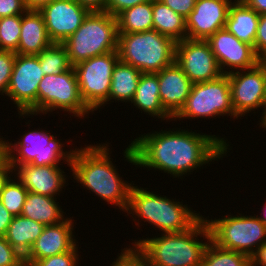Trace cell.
Listing matches in <instances>:
<instances>
[{"mask_svg": "<svg viewBox=\"0 0 266 266\" xmlns=\"http://www.w3.org/2000/svg\"><path fill=\"white\" fill-rule=\"evenodd\" d=\"M13 218L14 216L3 206L0 200V237H5Z\"/></svg>", "mask_w": 266, "mask_h": 266, "instance_id": "obj_42", "label": "cell"}, {"mask_svg": "<svg viewBox=\"0 0 266 266\" xmlns=\"http://www.w3.org/2000/svg\"><path fill=\"white\" fill-rule=\"evenodd\" d=\"M232 0H196L186 20V38L207 40L217 30L225 28Z\"/></svg>", "mask_w": 266, "mask_h": 266, "instance_id": "obj_17", "label": "cell"}, {"mask_svg": "<svg viewBox=\"0 0 266 266\" xmlns=\"http://www.w3.org/2000/svg\"><path fill=\"white\" fill-rule=\"evenodd\" d=\"M254 50L259 57L266 55V13L261 14L259 18Z\"/></svg>", "mask_w": 266, "mask_h": 266, "instance_id": "obj_38", "label": "cell"}, {"mask_svg": "<svg viewBox=\"0 0 266 266\" xmlns=\"http://www.w3.org/2000/svg\"><path fill=\"white\" fill-rule=\"evenodd\" d=\"M15 266H33L31 262L27 259L23 258L20 262H18Z\"/></svg>", "mask_w": 266, "mask_h": 266, "instance_id": "obj_49", "label": "cell"}, {"mask_svg": "<svg viewBox=\"0 0 266 266\" xmlns=\"http://www.w3.org/2000/svg\"><path fill=\"white\" fill-rule=\"evenodd\" d=\"M206 222L211 240L222 248L252 257L266 242V226L256 216L227 215L211 221L206 218Z\"/></svg>", "mask_w": 266, "mask_h": 266, "instance_id": "obj_8", "label": "cell"}, {"mask_svg": "<svg viewBox=\"0 0 266 266\" xmlns=\"http://www.w3.org/2000/svg\"><path fill=\"white\" fill-rule=\"evenodd\" d=\"M51 44L42 14L36 10H27L23 13L21 15L19 43L15 53L38 55Z\"/></svg>", "mask_w": 266, "mask_h": 266, "instance_id": "obj_21", "label": "cell"}, {"mask_svg": "<svg viewBox=\"0 0 266 266\" xmlns=\"http://www.w3.org/2000/svg\"><path fill=\"white\" fill-rule=\"evenodd\" d=\"M15 180L16 178H10L9 181L5 184L0 194V200L3 206L13 216H18L21 215L23 205L28 194V190L19 180Z\"/></svg>", "mask_w": 266, "mask_h": 266, "instance_id": "obj_31", "label": "cell"}, {"mask_svg": "<svg viewBox=\"0 0 266 266\" xmlns=\"http://www.w3.org/2000/svg\"><path fill=\"white\" fill-rule=\"evenodd\" d=\"M39 12L43 16L50 41L62 44L80 27L90 11L76 0H53Z\"/></svg>", "mask_w": 266, "mask_h": 266, "instance_id": "obj_15", "label": "cell"}, {"mask_svg": "<svg viewBox=\"0 0 266 266\" xmlns=\"http://www.w3.org/2000/svg\"><path fill=\"white\" fill-rule=\"evenodd\" d=\"M126 212L134 213L138 220L139 217L142 221L144 219V222L153 224L163 233L188 230L203 217L179 201L156 195L138 186H132L130 189Z\"/></svg>", "mask_w": 266, "mask_h": 266, "instance_id": "obj_4", "label": "cell"}, {"mask_svg": "<svg viewBox=\"0 0 266 266\" xmlns=\"http://www.w3.org/2000/svg\"><path fill=\"white\" fill-rule=\"evenodd\" d=\"M15 59V52L0 50V93L2 94L7 93Z\"/></svg>", "mask_w": 266, "mask_h": 266, "instance_id": "obj_34", "label": "cell"}, {"mask_svg": "<svg viewBox=\"0 0 266 266\" xmlns=\"http://www.w3.org/2000/svg\"><path fill=\"white\" fill-rule=\"evenodd\" d=\"M259 64L262 66L266 75V55L259 57Z\"/></svg>", "mask_w": 266, "mask_h": 266, "instance_id": "obj_48", "label": "cell"}, {"mask_svg": "<svg viewBox=\"0 0 266 266\" xmlns=\"http://www.w3.org/2000/svg\"><path fill=\"white\" fill-rule=\"evenodd\" d=\"M264 109V111H263V117L261 116V122H260V126L261 127H264V128H266V100H265V104H264V107H263Z\"/></svg>", "mask_w": 266, "mask_h": 266, "instance_id": "obj_47", "label": "cell"}, {"mask_svg": "<svg viewBox=\"0 0 266 266\" xmlns=\"http://www.w3.org/2000/svg\"><path fill=\"white\" fill-rule=\"evenodd\" d=\"M152 16V0L127 8L116 16L118 33L153 30Z\"/></svg>", "mask_w": 266, "mask_h": 266, "instance_id": "obj_28", "label": "cell"}, {"mask_svg": "<svg viewBox=\"0 0 266 266\" xmlns=\"http://www.w3.org/2000/svg\"><path fill=\"white\" fill-rule=\"evenodd\" d=\"M61 109L82 118L92 112L84 103L73 66L59 75H44L37 90V114Z\"/></svg>", "mask_w": 266, "mask_h": 266, "instance_id": "obj_9", "label": "cell"}, {"mask_svg": "<svg viewBox=\"0 0 266 266\" xmlns=\"http://www.w3.org/2000/svg\"><path fill=\"white\" fill-rule=\"evenodd\" d=\"M252 266H266V242L251 257Z\"/></svg>", "mask_w": 266, "mask_h": 266, "instance_id": "obj_44", "label": "cell"}, {"mask_svg": "<svg viewBox=\"0 0 266 266\" xmlns=\"http://www.w3.org/2000/svg\"><path fill=\"white\" fill-rule=\"evenodd\" d=\"M124 249L112 266H147L145 255L136 246Z\"/></svg>", "mask_w": 266, "mask_h": 266, "instance_id": "obj_35", "label": "cell"}, {"mask_svg": "<svg viewBox=\"0 0 266 266\" xmlns=\"http://www.w3.org/2000/svg\"><path fill=\"white\" fill-rule=\"evenodd\" d=\"M73 227L72 219L68 217L60 223L45 226L24 258L32 263L35 260L72 250L76 246V239H73L72 234Z\"/></svg>", "mask_w": 266, "mask_h": 266, "instance_id": "obj_19", "label": "cell"}, {"mask_svg": "<svg viewBox=\"0 0 266 266\" xmlns=\"http://www.w3.org/2000/svg\"><path fill=\"white\" fill-rule=\"evenodd\" d=\"M43 77L37 55L16 54L6 95L18 107L20 116L37 115V90Z\"/></svg>", "mask_w": 266, "mask_h": 266, "instance_id": "obj_12", "label": "cell"}, {"mask_svg": "<svg viewBox=\"0 0 266 266\" xmlns=\"http://www.w3.org/2000/svg\"><path fill=\"white\" fill-rule=\"evenodd\" d=\"M14 168L12 167L8 157L1 151L0 152V194L5 186V184L11 178L9 175L13 172Z\"/></svg>", "mask_w": 266, "mask_h": 266, "instance_id": "obj_41", "label": "cell"}, {"mask_svg": "<svg viewBox=\"0 0 266 266\" xmlns=\"http://www.w3.org/2000/svg\"><path fill=\"white\" fill-rule=\"evenodd\" d=\"M155 74L162 106L173 118L185 104L193 83L175 61Z\"/></svg>", "mask_w": 266, "mask_h": 266, "instance_id": "obj_18", "label": "cell"}, {"mask_svg": "<svg viewBox=\"0 0 266 266\" xmlns=\"http://www.w3.org/2000/svg\"><path fill=\"white\" fill-rule=\"evenodd\" d=\"M37 56L44 75H59L72 67L63 44L52 43Z\"/></svg>", "mask_w": 266, "mask_h": 266, "instance_id": "obj_30", "label": "cell"}, {"mask_svg": "<svg viewBox=\"0 0 266 266\" xmlns=\"http://www.w3.org/2000/svg\"><path fill=\"white\" fill-rule=\"evenodd\" d=\"M141 74V71L137 68L119 60L113 69L108 101L115 99V101L131 102L138 87Z\"/></svg>", "mask_w": 266, "mask_h": 266, "instance_id": "obj_27", "label": "cell"}, {"mask_svg": "<svg viewBox=\"0 0 266 266\" xmlns=\"http://www.w3.org/2000/svg\"><path fill=\"white\" fill-rule=\"evenodd\" d=\"M227 144L216 135L161 130L136 138L124 150V156L133 165L161 170L176 178L220 159L227 154Z\"/></svg>", "mask_w": 266, "mask_h": 266, "instance_id": "obj_1", "label": "cell"}, {"mask_svg": "<svg viewBox=\"0 0 266 266\" xmlns=\"http://www.w3.org/2000/svg\"><path fill=\"white\" fill-rule=\"evenodd\" d=\"M227 75L230 81L232 107L238 117L264 107L266 75L259 63L246 71H232Z\"/></svg>", "mask_w": 266, "mask_h": 266, "instance_id": "obj_14", "label": "cell"}, {"mask_svg": "<svg viewBox=\"0 0 266 266\" xmlns=\"http://www.w3.org/2000/svg\"><path fill=\"white\" fill-rule=\"evenodd\" d=\"M150 0H106L105 11L116 17L123 10Z\"/></svg>", "mask_w": 266, "mask_h": 266, "instance_id": "obj_39", "label": "cell"}, {"mask_svg": "<svg viewBox=\"0 0 266 266\" xmlns=\"http://www.w3.org/2000/svg\"><path fill=\"white\" fill-rule=\"evenodd\" d=\"M131 103L153 117L173 118L164 110L160 101L158 77L154 73H142Z\"/></svg>", "mask_w": 266, "mask_h": 266, "instance_id": "obj_23", "label": "cell"}, {"mask_svg": "<svg viewBox=\"0 0 266 266\" xmlns=\"http://www.w3.org/2000/svg\"><path fill=\"white\" fill-rule=\"evenodd\" d=\"M17 179L28 192L56 198L65 186L66 176L58 165L35 166L31 163L17 166ZM56 194V195H55Z\"/></svg>", "mask_w": 266, "mask_h": 266, "instance_id": "obj_20", "label": "cell"}, {"mask_svg": "<svg viewBox=\"0 0 266 266\" xmlns=\"http://www.w3.org/2000/svg\"><path fill=\"white\" fill-rule=\"evenodd\" d=\"M55 199V197L28 192L21 216L39 222L44 226L64 221V212Z\"/></svg>", "mask_w": 266, "mask_h": 266, "instance_id": "obj_24", "label": "cell"}, {"mask_svg": "<svg viewBox=\"0 0 266 266\" xmlns=\"http://www.w3.org/2000/svg\"><path fill=\"white\" fill-rule=\"evenodd\" d=\"M117 19L106 11H92L62 44L72 66L95 56L117 51Z\"/></svg>", "mask_w": 266, "mask_h": 266, "instance_id": "obj_6", "label": "cell"}, {"mask_svg": "<svg viewBox=\"0 0 266 266\" xmlns=\"http://www.w3.org/2000/svg\"><path fill=\"white\" fill-rule=\"evenodd\" d=\"M201 266H252V262L249 255L222 248L211 240L204 252Z\"/></svg>", "mask_w": 266, "mask_h": 266, "instance_id": "obj_29", "label": "cell"}, {"mask_svg": "<svg viewBox=\"0 0 266 266\" xmlns=\"http://www.w3.org/2000/svg\"><path fill=\"white\" fill-rule=\"evenodd\" d=\"M105 145L107 144L75 149L71 161L72 174L87 190L126 211L132 184L118 176L117 169L110 160V148Z\"/></svg>", "mask_w": 266, "mask_h": 266, "instance_id": "obj_2", "label": "cell"}, {"mask_svg": "<svg viewBox=\"0 0 266 266\" xmlns=\"http://www.w3.org/2000/svg\"><path fill=\"white\" fill-rule=\"evenodd\" d=\"M61 142L48 131L33 130L25 133L21 140L14 144L1 140V151L8 157L12 167L24 164L35 166L58 165L59 161L65 160L71 167L74 149L70 152L63 151ZM16 151L15 154L14 152ZM17 155V156H16Z\"/></svg>", "mask_w": 266, "mask_h": 266, "instance_id": "obj_7", "label": "cell"}, {"mask_svg": "<svg viewBox=\"0 0 266 266\" xmlns=\"http://www.w3.org/2000/svg\"><path fill=\"white\" fill-rule=\"evenodd\" d=\"M53 0H24L27 10L39 11L43 6L50 4Z\"/></svg>", "mask_w": 266, "mask_h": 266, "instance_id": "obj_46", "label": "cell"}, {"mask_svg": "<svg viewBox=\"0 0 266 266\" xmlns=\"http://www.w3.org/2000/svg\"><path fill=\"white\" fill-rule=\"evenodd\" d=\"M185 19L193 11L196 0H160Z\"/></svg>", "mask_w": 266, "mask_h": 266, "instance_id": "obj_40", "label": "cell"}, {"mask_svg": "<svg viewBox=\"0 0 266 266\" xmlns=\"http://www.w3.org/2000/svg\"><path fill=\"white\" fill-rule=\"evenodd\" d=\"M26 11L24 0H0V18L22 15Z\"/></svg>", "mask_w": 266, "mask_h": 266, "instance_id": "obj_37", "label": "cell"}, {"mask_svg": "<svg viewBox=\"0 0 266 266\" xmlns=\"http://www.w3.org/2000/svg\"><path fill=\"white\" fill-rule=\"evenodd\" d=\"M23 258L5 237H0V266H15Z\"/></svg>", "mask_w": 266, "mask_h": 266, "instance_id": "obj_36", "label": "cell"}, {"mask_svg": "<svg viewBox=\"0 0 266 266\" xmlns=\"http://www.w3.org/2000/svg\"><path fill=\"white\" fill-rule=\"evenodd\" d=\"M249 8L259 15L266 13V0H242Z\"/></svg>", "mask_w": 266, "mask_h": 266, "instance_id": "obj_45", "label": "cell"}, {"mask_svg": "<svg viewBox=\"0 0 266 266\" xmlns=\"http://www.w3.org/2000/svg\"><path fill=\"white\" fill-rule=\"evenodd\" d=\"M81 6L92 11H105L106 0H76Z\"/></svg>", "mask_w": 266, "mask_h": 266, "instance_id": "obj_43", "label": "cell"}, {"mask_svg": "<svg viewBox=\"0 0 266 266\" xmlns=\"http://www.w3.org/2000/svg\"><path fill=\"white\" fill-rule=\"evenodd\" d=\"M176 42L156 30L118 33L119 60L141 73H158L175 61Z\"/></svg>", "mask_w": 266, "mask_h": 266, "instance_id": "obj_5", "label": "cell"}, {"mask_svg": "<svg viewBox=\"0 0 266 266\" xmlns=\"http://www.w3.org/2000/svg\"><path fill=\"white\" fill-rule=\"evenodd\" d=\"M265 212H263L265 214V216H257V218L266 226V205L264 206V209H263Z\"/></svg>", "mask_w": 266, "mask_h": 266, "instance_id": "obj_50", "label": "cell"}, {"mask_svg": "<svg viewBox=\"0 0 266 266\" xmlns=\"http://www.w3.org/2000/svg\"><path fill=\"white\" fill-rule=\"evenodd\" d=\"M198 236L206 238L207 242L199 241ZM210 241V230L206 219L202 217L188 230L137 240L133 246L145 255L151 266H201Z\"/></svg>", "mask_w": 266, "mask_h": 266, "instance_id": "obj_3", "label": "cell"}, {"mask_svg": "<svg viewBox=\"0 0 266 266\" xmlns=\"http://www.w3.org/2000/svg\"><path fill=\"white\" fill-rule=\"evenodd\" d=\"M44 227L43 224L21 215L14 216L8 226L5 238L21 256L25 257L42 234Z\"/></svg>", "mask_w": 266, "mask_h": 266, "instance_id": "obj_25", "label": "cell"}, {"mask_svg": "<svg viewBox=\"0 0 266 266\" xmlns=\"http://www.w3.org/2000/svg\"><path fill=\"white\" fill-rule=\"evenodd\" d=\"M153 30L175 42L186 39V20L160 0H152Z\"/></svg>", "mask_w": 266, "mask_h": 266, "instance_id": "obj_26", "label": "cell"}, {"mask_svg": "<svg viewBox=\"0 0 266 266\" xmlns=\"http://www.w3.org/2000/svg\"><path fill=\"white\" fill-rule=\"evenodd\" d=\"M77 245L70 251L32 262L33 266H78Z\"/></svg>", "mask_w": 266, "mask_h": 266, "instance_id": "obj_33", "label": "cell"}, {"mask_svg": "<svg viewBox=\"0 0 266 266\" xmlns=\"http://www.w3.org/2000/svg\"><path fill=\"white\" fill-rule=\"evenodd\" d=\"M260 15L242 0H234L229 8L225 28L239 40L254 47Z\"/></svg>", "mask_w": 266, "mask_h": 266, "instance_id": "obj_22", "label": "cell"}, {"mask_svg": "<svg viewBox=\"0 0 266 266\" xmlns=\"http://www.w3.org/2000/svg\"><path fill=\"white\" fill-rule=\"evenodd\" d=\"M226 114L238 118L232 107L228 75L223 74L211 81L193 83L185 104L173 118L175 121L176 118H210Z\"/></svg>", "mask_w": 266, "mask_h": 266, "instance_id": "obj_10", "label": "cell"}, {"mask_svg": "<svg viewBox=\"0 0 266 266\" xmlns=\"http://www.w3.org/2000/svg\"><path fill=\"white\" fill-rule=\"evenodd\" d=\"M215 55L220 70L223 74L231 73L232 70H246L259 63V56L254 47L239 40L226 28L217 30L206 40ZM225 66L230 68H225ZM232 67V68H231ZM229 69V71L224 70Z\"/></svg>", "mask_w": 266, "mask_h": 266, "instance_id": "obj_16", "label": "cell"}, {"mask_svg": "<svg viewBox=\"0 0 266 266\" xmlns=\"http://www.w3.org/2000/svg\"><path fill=\"white\" fill-rule=\"evenodd\" d=\"M119 61L117 51L95 56L73 66L80 95L92 111L108 102L112 73Z\"/></svg>", "mask_w": 266, "mask_h": 266, "instance_id": "obj_11", "label": "cell"}, {"mask_svg": "<svg viewBox=\"0 0 266 266\" xmlns=\"http://www.w3.org/2000/svg\"><path fill=\"white\" fill-rule=\"evenodd\" d=\"M21 32V15L0 18V50L15 52Z\"/></svg>", "mask_w": 266, "mask_h": 266, "instance_id": "obj_32", "label": "cell"}, {"mask_svg": "<svg viewBox=\"0 0 266 266\" xmlns=\"http://www.w3.org/2000/svg\"><path fill=\"white\" fill-rule=\"evenodd\" d=\"M175 62L192 83L211 81L223 75L206 40L186 38L176 42Z\"/></svg>", "mask_w": 266, "mask_h": 266, "instance_id": "obj_13", "label": "cell"}]
</instances>
